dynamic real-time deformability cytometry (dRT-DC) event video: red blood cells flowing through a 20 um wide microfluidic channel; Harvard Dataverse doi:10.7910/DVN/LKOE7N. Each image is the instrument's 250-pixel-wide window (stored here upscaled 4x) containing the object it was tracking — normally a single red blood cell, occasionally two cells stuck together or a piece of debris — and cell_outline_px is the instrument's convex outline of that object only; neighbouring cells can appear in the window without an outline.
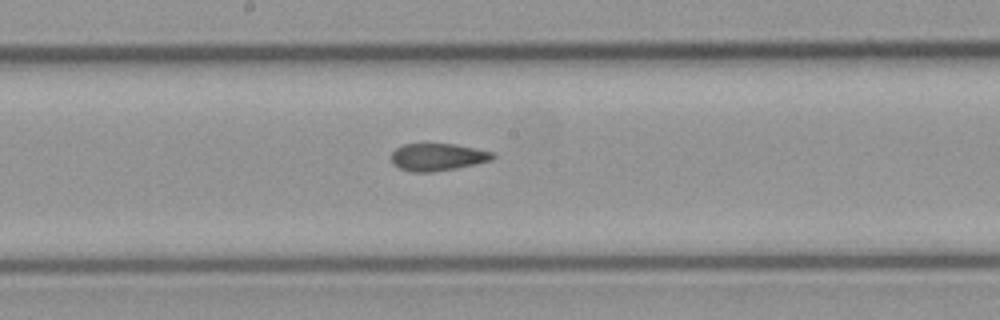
{"species": "common noctule bat (a hibernating species)", "species_latin": "Nyctalus noctula", "temperature_condition": "cold", "stored_images_in_passage": 8, "camera_frame_rate_fps": 3000, "um_per_image_px": 0.085, "animal": {"sex": "male", "body_mass_g": 23.1, "forearm_length_mm": 52.7}, "frame": {"image": 1, "passage_image": 8, "time_ms": 9.333, "image_size_px": [1000, 320], "cell_outline_px": [[496, 156], [492, 160], [456, 168], [432, 172], [412, 172], [400, 168], [392, 164], [392, 152], [396, 148], [404, 144], [456, 144], [492, 152]], "centroid_in_image_um": [37.19, 13.35], "position_along_channel_um": 211.0, "area_um2": 16.07}}